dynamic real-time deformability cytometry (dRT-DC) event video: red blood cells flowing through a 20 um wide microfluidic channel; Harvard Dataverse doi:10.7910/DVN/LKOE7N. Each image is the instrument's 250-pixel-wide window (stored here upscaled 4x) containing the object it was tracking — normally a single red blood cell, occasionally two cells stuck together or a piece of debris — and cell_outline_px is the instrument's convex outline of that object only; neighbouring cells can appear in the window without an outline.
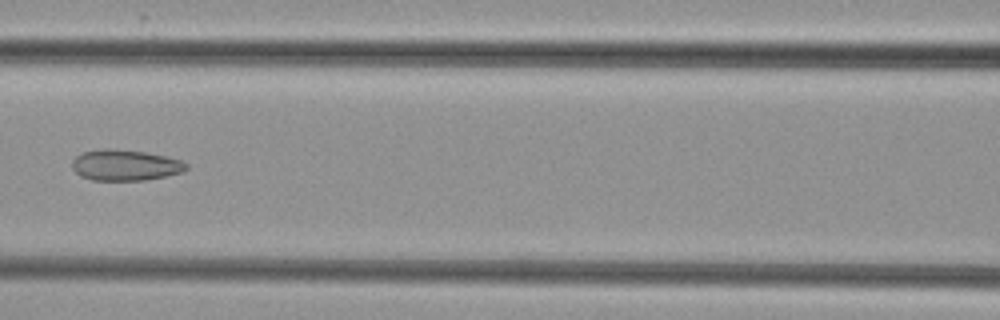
{"species": "common noctule bat (a hibernating species)", "species_latin": "Nyctalus noctula", "temperature_condition": "cold", "stored_images_in_passage": 7, "camera_frame_rate_fps": 3000, "um_per_image_px": 0.085, "animal": {"sex": "female", "body_mass_g": 29.2, "forearm_length_mm": 56.3}, "frame": {"image": 1, "passage_image": 7, "time_ms": 7.0, "image_size_px": [1000, 320], "cell_outline_px": [[188, 168], [180, 172], [164, 176], [144, 180], [92, 180], [80, 176], [72, 168], [72, 160], [76, 156], [84, 152], [104, 148], [112, 148], [144, 152], [168, 156], [180, 160], [188, 164]], "centroid_in_image_um": [10.62, 14.03], "position_along_channel_um": 156.0, "area_um2": 20.52}}